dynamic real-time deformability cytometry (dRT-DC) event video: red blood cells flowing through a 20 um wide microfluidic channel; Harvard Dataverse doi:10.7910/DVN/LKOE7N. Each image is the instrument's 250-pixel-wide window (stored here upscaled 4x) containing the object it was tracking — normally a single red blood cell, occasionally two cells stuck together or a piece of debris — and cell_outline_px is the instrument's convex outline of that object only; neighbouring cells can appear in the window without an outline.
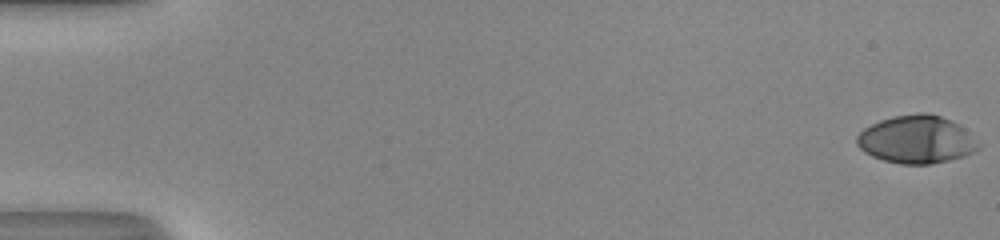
{"species": "human", "species_latin": "Homo sapiens", "temperature_condition": "room temperature", "stored_images_in_passage": 52, "camera_frame_rate_fps": 3000, "um_per_image_px": 0.085, "donor": {"sex": "male"}, "frame": {"image": 1, "passage_image": 1, "time_ms": 0.0, "image_size_px": [1000, 240], "cell_outline_px": [[980, 148], [964, 156], [948, 160], [928, 164], [900, 164], [884, 160], [872, 156], [864, 152], [856, 144], [856, 136], [864, 128], [880, 120], [892, 116], [920, 112], [928, 112], [940, 116], [964, 128], [980, 144]], "centroid_in_image_um": [77.88, 11.85], "position_along_channel_um": 7.1, "area_um2": 33.81}}
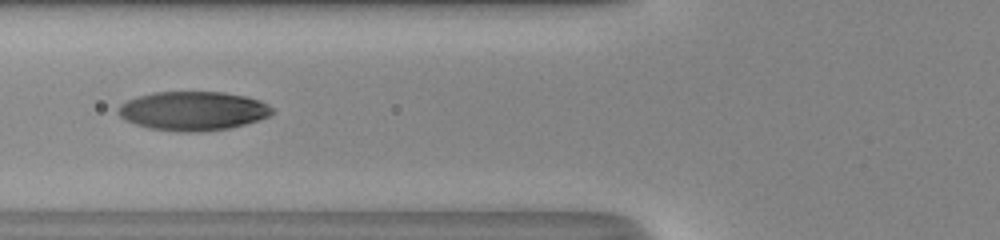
{"frame": {"image": 2, "passage_image": 22, "time_ms": 7.0, "image_size_px": [1000, 240], "cell_outline_px": [[272, 112], [268, 116], [260, 120], [228, 128], [196, 132], [180, 132], [148, 128], [124, 120], [116, 112], [120, 104], [136, 96], [152, 92], [224, 92], [248, 96], [260, 100], [268, 104], [272, 108]], "centroid_in_image_um": [16.38, 9.42], "position_along_channel_um": 109.4, "area_um2": 35.2}}
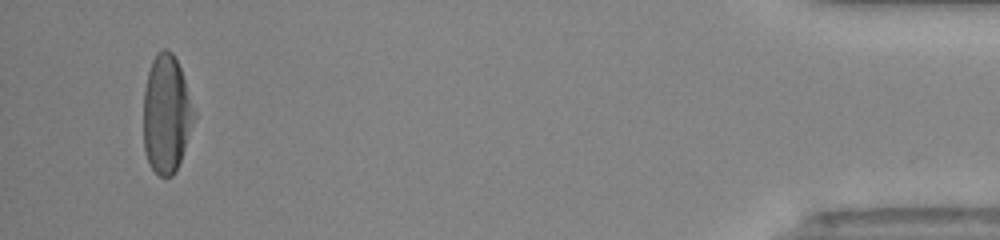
{"frame": {"image": 3, "passage_image": 50, "time_ms": 16.333, "image_size_px": [1000, 240], "cell_outline_px": [[196, 116], [180, 160], [172, 176], [160, 176], [152, 168], [144, 152], [144, 88], [148, 72], [152, 60], [156, 52], [164, 48], [168, 48], [172, 52], [180, 68], [196, 112]], "centroid_in_image_um": [14.14, 9.66], "position_along_channel_um": 421.1, "area_um2": 34.68}, "authors_computed_cell_mechanics": {"area_um2": 34.5644, "velocity_mm_per_s": 4.1612, "shape_relaxation_time_tau1_ms": 3.6682, "shape_relaxation_time_tau2_ms": 0.6784, "deformation_change_tau1": 0.2192, "deformation_change_tau2": 0.0379}}